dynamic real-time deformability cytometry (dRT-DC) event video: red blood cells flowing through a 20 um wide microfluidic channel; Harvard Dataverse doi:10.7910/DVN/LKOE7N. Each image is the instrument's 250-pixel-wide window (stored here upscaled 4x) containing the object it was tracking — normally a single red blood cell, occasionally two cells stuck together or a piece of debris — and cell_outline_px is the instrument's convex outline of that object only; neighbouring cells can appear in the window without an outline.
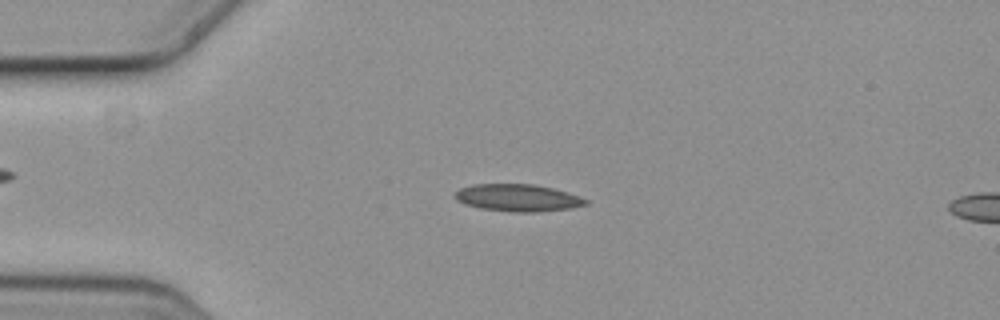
{"species": "common noctule bat (a hibernating species)", "species_latin": "Nyctalus noctula", "temperature_condition": "cold", "stored_images_in_passage": 5, "camera_frame_rate_fps": 3000, "um_per_image_px": 0.085, "animal": {"sex": "female", "body_mass_g": 19.3, "forearm_length_mm": 54.1}, "frame": {"image": 1, "passage_image": 3, "time_ms": 0.667, "image_size_px": [1000, 320], "cell_outline_px": [[588, 204], [572, 208], [540, 212], [512, 212], [480, 208], [464, 204], [456, 200], [452, 196], [460, 188], [472, 184], [536, 184], [568, 192], [580, 196], [588, 200]], "centroid_in_image_um": [44.01, 16.81], "position_along_channel_um": 41.0, "area_um2": 20.98}}
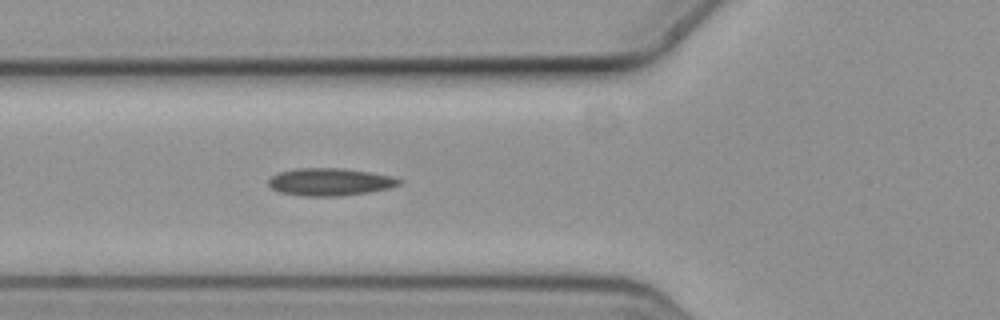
{"frame": {"image": 2, "passage_image": 5, "time_ms": 1.333, "image_size_px": [1000, 320], "cell_outline_px": [[400, 184], [388, 188], [368, 192], [340, 196], [304, 196], [280, 192], [272, 188], [268, 184], [268, 180], [272, 176], [280, 172], [296, 168], [340, 168], [368, 172], [392, 176], [400, 180]], "centroid_in_image_um": [28.01, 15.46], "position_along_channel_um": 97.8, "area_um2": 20.69}}